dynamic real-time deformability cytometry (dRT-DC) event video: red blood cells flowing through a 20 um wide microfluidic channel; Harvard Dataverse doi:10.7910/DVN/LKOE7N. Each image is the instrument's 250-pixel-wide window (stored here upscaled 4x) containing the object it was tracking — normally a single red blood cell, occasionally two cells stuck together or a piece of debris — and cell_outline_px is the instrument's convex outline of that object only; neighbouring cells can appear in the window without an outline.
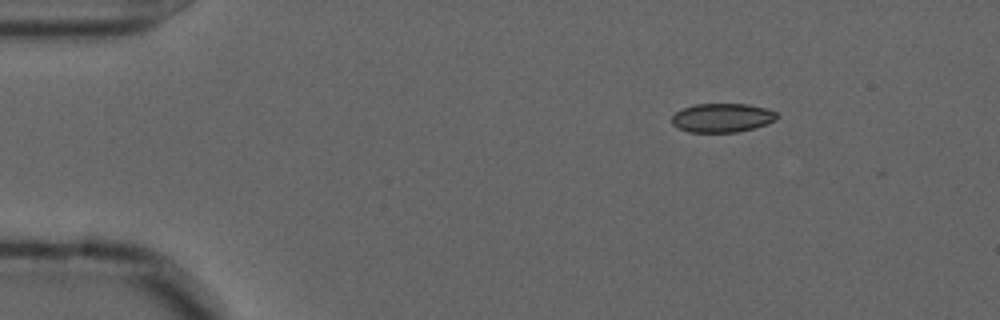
{"species": "common noctule bat (a hibernating species)", "species_latin": "Nyctalus noctula", "temperature_condition": "cold", "stored_images_in_passage": 49, "camera_frame_rate_fps": 3000, "um_per_image_px": 0.085, "animal": {"sex": "male", "forearm_length_mm": 52.5}, "frame": {"image": 1, "passage_image": 1, "time_ms": 0.0, "image_size_px": [1000, 320], "cell_outline_px": [[776, 120], [752, 128], [736, 132], [688, 132], [676, 128], [672, 124], [672, 116], [676, 112], [684, 108], [696, 104], [748, 104], [764, 108], [776, 112]], "centroid_in_image_um": [61.33, 10.01], "position_along_channel_um": 23.7, "area_um2": 17.51}}
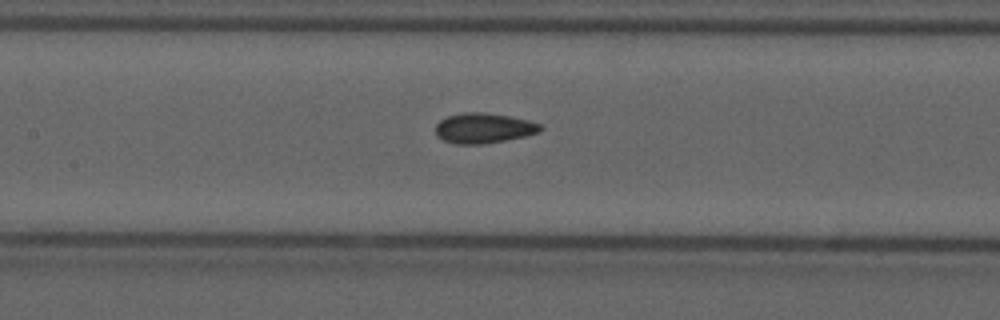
{"frame": {"image": 2, "passage_image": 19, "time_ms": 6.0, "image_size_px": [1000, 320], "cell_outline_px": [[544, 128], [540, 132], [524, 136], [484, 144], [456, 144], [444, 140], [436, 136], [436, 124], [440, 120], [448, 116], [460, 112], [484, 112], [508, 116], [528, 120], [540, 124]], "centroid_in_image_um": [41.1, 10.88], "position_along_channel_um": 166.3, "area_um2": 18.44}}
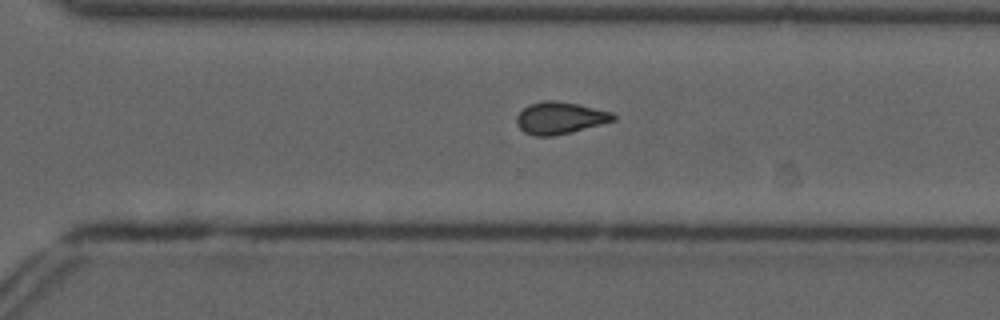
{"frame": {"image": 3, "passage_image": 32, "time_ms": 10.333, "image_size_px": [1000, 320], "cell_outline_px": [[616, 120], [552, 136], [532, 136], [524, 132], [516, 124], [516, 116], [528, 104], [544, 100], [556, 100], [576, 104], [612, 112], [616, 116]], "centroid_in_image_um": [47.55, 10.02], "position_along_channel_um": 323.1, "area_um2": 17.86}, "authors_computed_cell_mechanics": {"area_um2": 17.8602, "velocity_mm_per_s": 3.6297, "shape_relaxation_time_tau1_ms": null, "shape_relaxation_time_tau2_ms": 2.4822, "deformation_change_tau1": null, "deformation_change_tau2": 0.065}}